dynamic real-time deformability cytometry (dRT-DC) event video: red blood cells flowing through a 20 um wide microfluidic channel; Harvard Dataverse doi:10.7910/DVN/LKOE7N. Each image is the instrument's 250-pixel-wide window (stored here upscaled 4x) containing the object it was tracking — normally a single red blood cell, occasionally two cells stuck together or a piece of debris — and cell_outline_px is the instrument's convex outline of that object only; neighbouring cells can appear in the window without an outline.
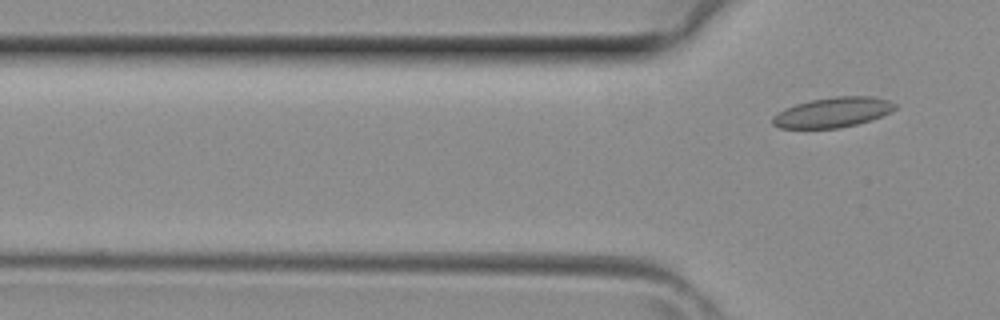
{"species": "common noctule bat (a hibernating species)", "species_latin": "Nyctalus noctula", "temperature_condition": "room temperature", "stored_images_in_passage": 6, "camera_frame_rate_fps": 3000, "um_per_image_px": 0.085, "animal": {"sex": "female", "body_mass_g": 29.2, "forearm_length_mm": 56.3}, "frame": {"image": 1, "passage_image": 6, "time_ms": 1.667, "image_size_px": [1000, 320], "cell_outline_px": [[896, 108], [892, 112], [856, 124], [840, 128], [780, 128], [772, 124], [772, 116], [784, 108], [796, 104], [812, 100], [832, 96], [872, 96], [888, 100], [896, 104]], "centroid_in_image_um": [70.77, 9.54], "position_along_channel_um": 55.0, "area_um2": 21.39}}